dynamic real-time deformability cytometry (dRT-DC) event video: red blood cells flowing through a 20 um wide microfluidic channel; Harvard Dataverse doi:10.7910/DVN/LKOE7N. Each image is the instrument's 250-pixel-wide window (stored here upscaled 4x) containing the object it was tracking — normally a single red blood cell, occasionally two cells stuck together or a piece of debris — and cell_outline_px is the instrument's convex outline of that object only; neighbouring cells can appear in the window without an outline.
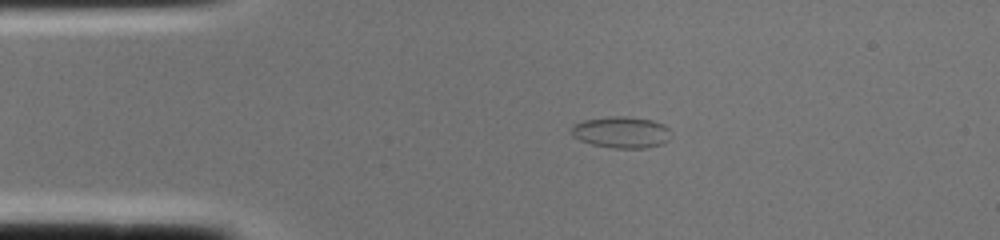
{"species": "common noctule bat (a hibernating species)", "species_latin": "Nyctalus noctula", "temperature_condition": "cold", "stored_images_in_passage": 2, "camera_frame_rate_fps": 3000, "um_per_image_px": 0.085, "animal": {"sex": "female", "body_mass_g": 22.0, "forearm_length_mm": 56.7}, "frame": {"image": 1, "passage_image": 2, "time_ms": 0.333, "image_size_px": [1000, 240], "cell_outline_px": [[668, 140], [664, 144], [648, 148], [612, 148], [592, 144], [580, 140], [572, 136], [572, 124], [584, 120], [608, 116], [624, 116], [652, 120], [664, 124], [668, 128]], "centroid_in_image_um": [52.8, 11.24], "position_along_channel_um": 32.2, "area_um2": 18.32}}